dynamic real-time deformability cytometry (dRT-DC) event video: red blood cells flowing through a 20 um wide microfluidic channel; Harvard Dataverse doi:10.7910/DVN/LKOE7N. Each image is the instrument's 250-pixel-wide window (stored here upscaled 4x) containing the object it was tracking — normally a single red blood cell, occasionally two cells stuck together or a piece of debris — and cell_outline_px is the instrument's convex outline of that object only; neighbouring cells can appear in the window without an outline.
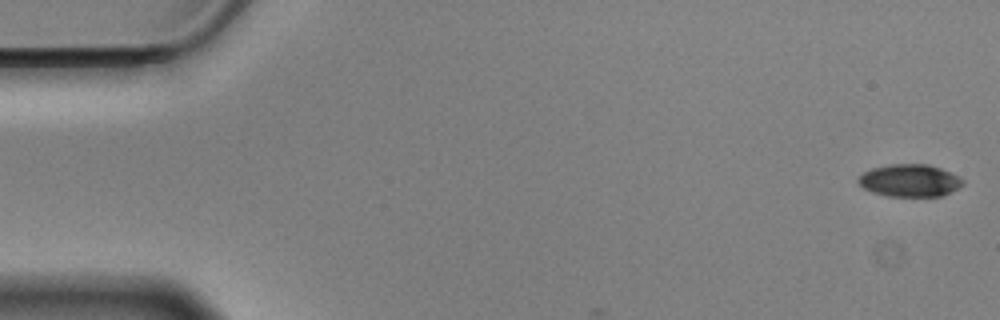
{"species": "Egyptian fruit bat (a non-hibernating species)", "species_latin": "Rousettus aegyptiacus", "temperature_condition": "cold", "stored_images_in_passage": 6, "camera_frame_rate_fps": 3000, "um_per_image_px": 0.085, "animal": {"sex": "male"}, "frame": {"image": 1, "passage_image": 1, "time_ms": 0.0, "image_size_px": [1000, 320], "cell_outline_px": [[964, 184], [940, 196], [888, 196], [872, 192], [864, 188], [856, 180], [856, 176], [872, 168], [888, 164], [928, 164], [940, 168], [960, 176], [964, 180]], "centroid_in_image_um": [77.29, 15.33], "position_along_channel_um": 7.7, "area_um2": 19.77}}